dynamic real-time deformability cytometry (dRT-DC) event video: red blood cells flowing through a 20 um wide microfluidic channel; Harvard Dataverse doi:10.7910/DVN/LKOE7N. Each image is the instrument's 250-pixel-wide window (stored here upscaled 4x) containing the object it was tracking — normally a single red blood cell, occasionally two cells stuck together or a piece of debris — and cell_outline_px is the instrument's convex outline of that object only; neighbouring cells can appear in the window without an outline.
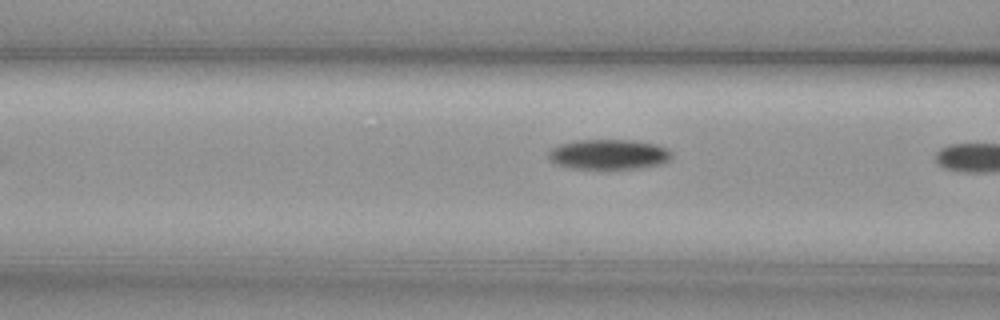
{"species": "common noctule bat (a hibernating species)", "species_latin": "Nyctalus noctula", "temperature_condition": "cold", "stored_images_in_passage": 6, "segment_of_instrument_passage": [2, 2], "camera_frame_rate_fps": 3000, "um_per_image_px": 0.085, "animal": {"sex": "female", "body_mass_g": 29.2, "forearm_length_mm": 56.3}, "frame": {"image": 1, "passage_image": 6, "time_ms": 1.667, "image_size_px": [1000, 320], "cell_outline_px": [[672, 156], [668, 160], [660, 164], [640, 168], [572, 168], [556, 164], [548, 156], [548, 152], [552, 148], [560, 144], [576, 140], [632, 140], [656, 144], [668, 148], [672, 152]], "centroid_in_image_um": [51.76, 13.11], "position_along_channel_um": 114.8, "area_um2": 21.44}}